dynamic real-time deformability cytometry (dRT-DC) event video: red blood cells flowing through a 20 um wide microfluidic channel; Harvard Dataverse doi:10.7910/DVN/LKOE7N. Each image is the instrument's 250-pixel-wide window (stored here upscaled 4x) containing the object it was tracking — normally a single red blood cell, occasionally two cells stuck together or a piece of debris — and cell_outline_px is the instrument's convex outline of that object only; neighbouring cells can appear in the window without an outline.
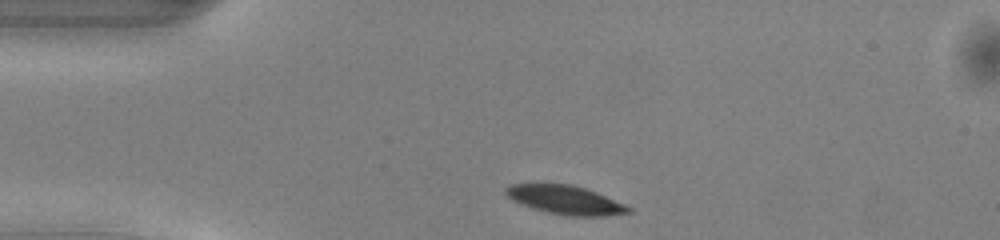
{"species": "common noctule bat (a hibernating species)", "species_latin": "Nyctalus noctula", "temperature_condition": "warm", "stored_images_in_passage": 40, "camera_frame_rate_fps": 3000, "um_per_image_px": 0.085, "animal": {"sex": "male", "body_mass_g": 13.0, "forearm_length_mm": 53.1}, "frame": {"image": 1, "passage_image": 1, "time_ms": 0.0, "image_size_px": [1000, 240], "cell_outline_px": [[632, 212], [604, 216], [568, 216], [548, 212], [532, 208], [520, 204], [512, 200], [504, 192], [504, 188], [512, 184], [572, 184], [596, 192], [624, 204], [632, 208]], "centroid_in_image_um": [48.04, 17.0], "position_along_channel_um": 37.0, "area_um2": 20.46}}
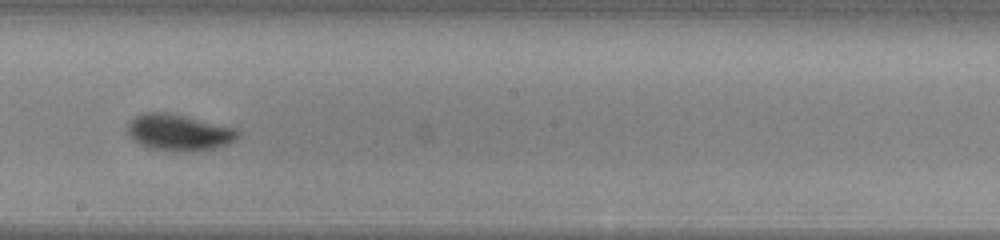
{"frame": {"image": 2, "passage_image": 18, "time_ms": 5.667, "image_size_px": [1000, 240], "cell_outline_px": [[240, 136], [236, 140], [228, 144], [212, 148], [188, 152], [184, 152], [152, 148], [140, 144], [128, 136], [128, 124], [136, 116], [144, 112], [164, 112], [184, 116], [236, 128], [240, 132]], "centroid_in_image_um": [15.22, 11.26], "position_along_channel_um": 233.0, "area_um2": 23.18}}
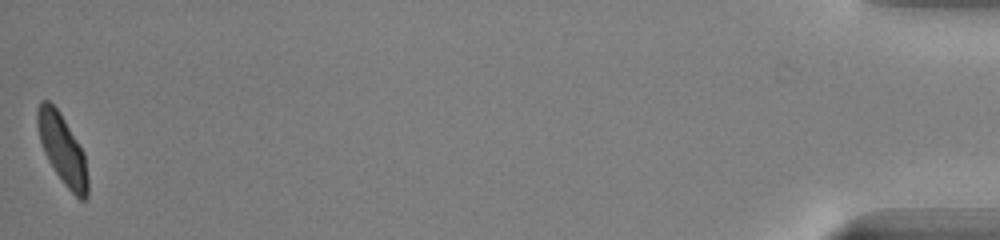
{"frame": {"image": 3, "passage_image": 40, "time_ms": 13.0, "image_size_px": [1000, 240], "cell_outline_px": [[88, 196], [84, 200], [80, 200], [64, 184], [48, 160], [44, 152], [40, 140], [36, 124], [36, 108], [40, 100], [48, 100], [60, 112], [84, 152], [88, 176]], "centroid_in_image_um": [5.29, 12.66], "position_along_channel_um": 429.9, "area_um2": 20.52}, "authors_computed_cell_mechanics": {"area_um2": 21.7039, "velocity_mm_per_s": 4.0738, "shape_relaxation_time_tau1_ms": 1.8771, "shape_relaxation_time_tau2_ms": 1.5459, "deformation_change_tau1": 0.1107, "deformation_change_tau2": 0.0399}}